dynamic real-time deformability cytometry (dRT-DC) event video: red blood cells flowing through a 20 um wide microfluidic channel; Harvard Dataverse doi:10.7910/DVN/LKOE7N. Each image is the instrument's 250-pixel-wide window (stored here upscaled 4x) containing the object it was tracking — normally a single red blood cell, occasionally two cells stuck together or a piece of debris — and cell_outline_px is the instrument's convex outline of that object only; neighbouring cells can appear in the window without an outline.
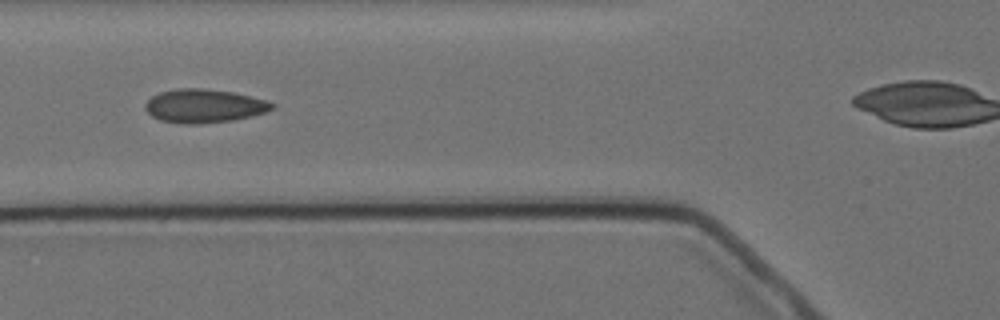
{"species": "Egyptian fruit bat (a non-hibernating species)", "species_latin": "Rousettus aegyptiacus", "temperature_condition": "cold", "stored_images_in_passage": 8, "camera_frame_rate_fps": 3000, "um_per_image_px": 0.085, "animal": {"sex": "female"}, "frame": {"image": 1, "passage_image": 3, "time_ms": 2.333, "image_size_px": [1000, 320], "cell_outline_px": [[276, 108], [268, 112], [252, 116], [232, 120], [200, 124], [180, 124], [160, 120], [152, 116], [144, 108], [144, 104], [152, 96], [160, 92], [180, 88], [200, 88], [232, 92], [264, 100], [276, 104]], "centroid_in_image_um": [17.35, 9.02], "position_along_channel_um": 108.5, "area_um2": 24.85}}
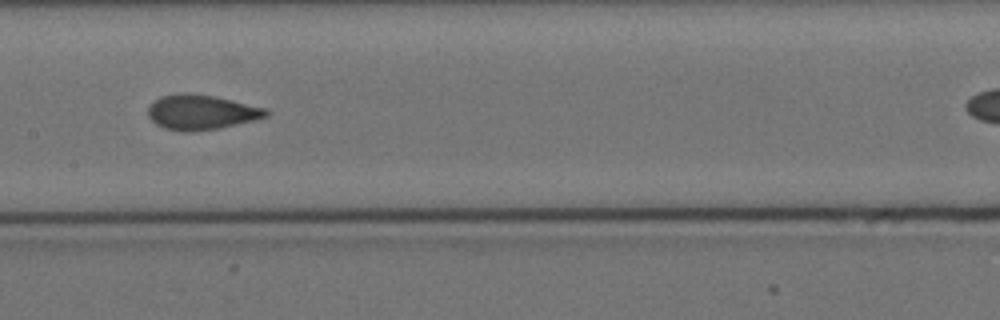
{"frame": {"image": 2, "passage_image": 5, "time_ms": 4.667, "image_size_px": [1000, 320], "cell_outline_px": [[268, 116], [220, 128], [192, 132], [180, 132], [164, 128], [156, 124], [148, 116], [148, 108], [160, 96], [180, 92], [184, 92], [216, 96], [264, 108], [268, 112]], "centroid_in_image_um": [17.06, 9.54], "position_along_channel_um": 190.3, "area_um2": 23.93}}
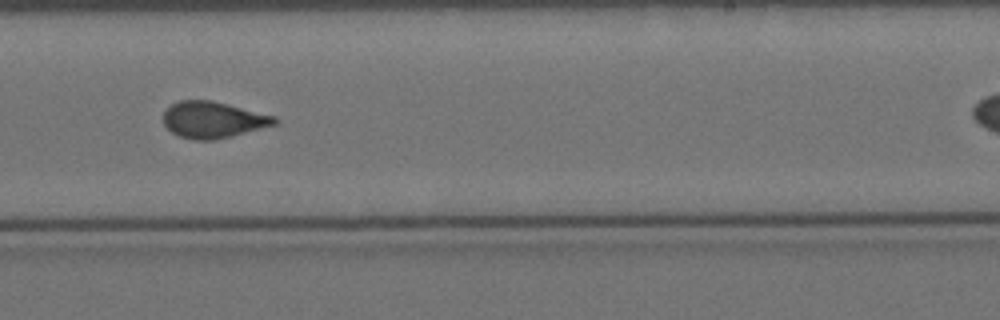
{"frame": {"image": 3, "passage_image": 7, "time_ms": 7.0, "image_size_px": [1000, 320], "cell_outline_px": [[280, 120], [276, 124], [232, 136], [216, 140], [196, 140], [180, 136], [172, 132], [164, 124], [164, 112], [172, 104], [180, 100], [212, 100], [276, 116]], "centroid_in_image_um": [18.14, 10.18], "position_along_channel_um": 270.9, "area_um2": 23.52}}